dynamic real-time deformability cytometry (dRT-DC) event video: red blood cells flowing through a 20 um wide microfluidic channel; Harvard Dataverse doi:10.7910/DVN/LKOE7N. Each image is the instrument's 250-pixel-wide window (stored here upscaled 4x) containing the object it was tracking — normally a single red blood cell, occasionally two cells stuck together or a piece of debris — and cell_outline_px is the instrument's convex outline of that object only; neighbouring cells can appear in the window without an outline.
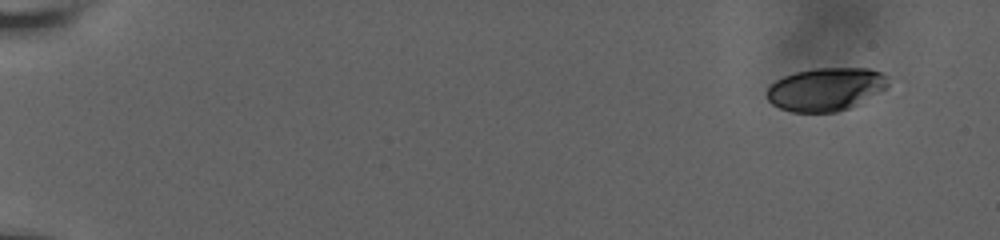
{"species": "human", "species_latin": "Homo sapiens", "temperature_condition": "room temperature", "stored_images_in_passage": 54, "camera_frame_rate_fps": 3000, "um_per_image_px": 0.085, "donor": {"sex": "male"}, "frame": {"image": 1, "passage_image": 1, "time_ms": 0.0, "image_size_px": [1000, 240], "cell_outline_px": [[888, 88], [848, 108], [836, 112], [792, 112], [780, 108], [772, 104], [768, 100], [768, 88], [776, 80], [784, 76], [796, 72], [816, 68], [868, 68], [880, 72], [888, 76]], "centroid_in_image_um": [70.21, 7.58], "position_along_channel_um": 14.8, "area_um2": 30.29}}
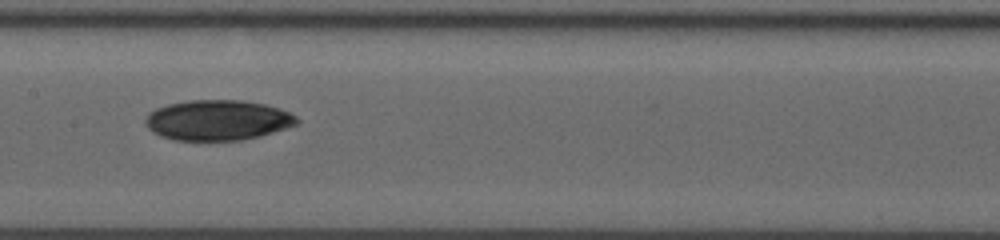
{"frame": {"image": 2, "passage_image": 29, "time_ms": 9.333, "image_size_px": [1000, 240], "cell_outline_px": [[300, 120], [296, 124], [260, 136], [240, 140], [176, 140], [160, 136], [152, 132], [144, 124], [144, 120], [148, 112], [156, 108], [168, 104], [188, 100], [244, 100], [264, 104], [280, 108], [296, 116]], "centroid_in_image_um": [18.46, 10.2], "position_along_channel_um": 188.9, "area_um2": 35.66}}
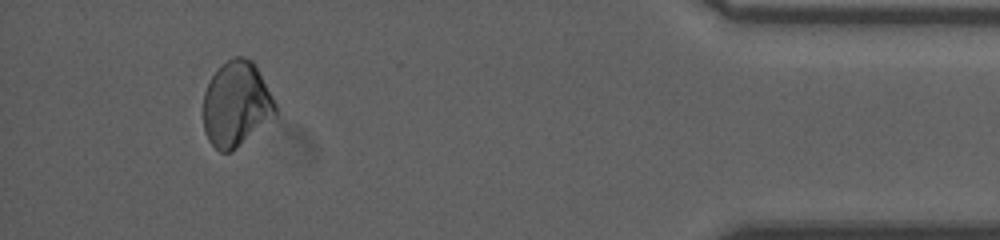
{"frame": {"image": 3, "passage_image": 51, "time_ms": 16.667, "image_size_px": [1000, 240], "cell_outline_px": [[276, 116], [236, 148], [228, 152], [220, 152], [208, 140], [204, 132], [204, 92], [212, 76], [232, 56], [244, 56], [252, 60], [276, 104]], "centroid_in_image_um": [20.08, 8.86], "position_along_channel_um": 415.1, "area_um2": 35.37}}